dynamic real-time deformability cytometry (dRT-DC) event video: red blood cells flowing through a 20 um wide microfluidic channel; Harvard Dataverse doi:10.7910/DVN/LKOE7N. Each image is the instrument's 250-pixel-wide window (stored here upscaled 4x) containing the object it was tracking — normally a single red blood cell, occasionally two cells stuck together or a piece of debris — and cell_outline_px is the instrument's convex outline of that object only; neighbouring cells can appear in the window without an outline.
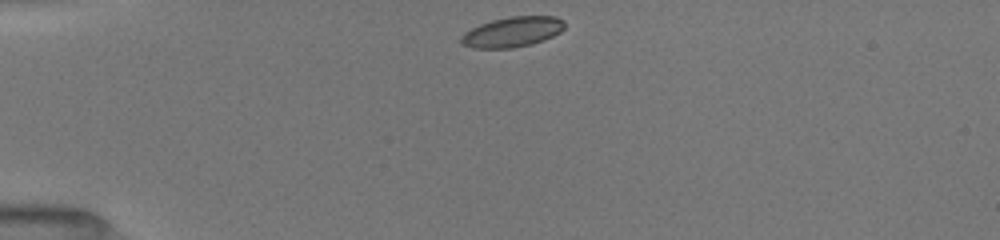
{"species": "common noctule bat (a hibernating species)", "species_latin": "Nyctalus noctula", "temperature_condition": "room temperature", "stored_images_in_passage": 40, "camera_frame_rate_fps": 3000, "um_per_image_px": 0.085, "animal": {"sex": "female", "body_mass_g": 19.5, "forearm_length_mm": 54.1}, "frame": {"image": 1, "passage_image": 1, "time_ms": 0.0, "image_size_px": [1000, 240], "cell_outline_px": [[564, 28], [560, 32], [544, 40], [532, 44], [512, 48], [472, 48], [460, 44], [460, 36], [464, 32], [480, 24], [492, 20], [508, 16], [556, 16], [564, 20]], "centroid_in_image_um": [43.53, 2.71], "position_along_channel_um": 41.5, "area_um2": 18.38}}
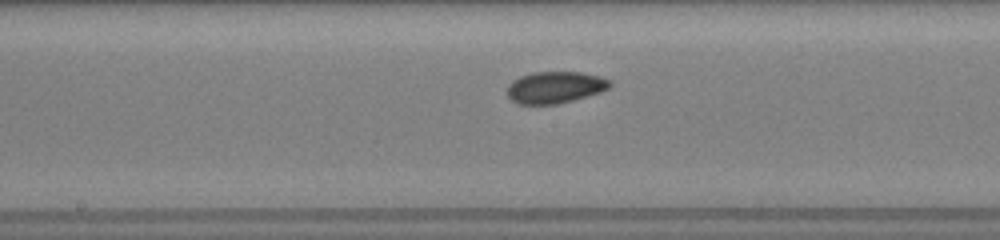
{"frame": {"image": 2, "passage_image": 16, "time_ms": 5.0, "image_size_px": [1000, 240], "cell_outline_px": [[612, 84], [608, 88], [600, 92], [572, 100], [556, 104], [516, 104], [508, 96], [508, 84], [512, 80], [520, 76], [536, 72], [580, 72], [600, 76], [612, 80]], "centroid_in_image_um": [47.18, 7.42], "position_along_channel_um": 201.0, "area_um2": 18.96}}
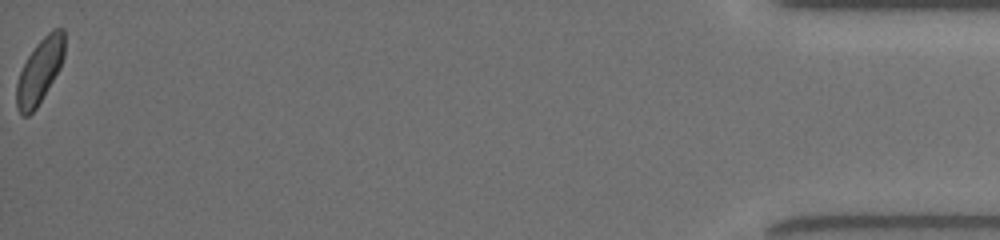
{"frame": {"image": 3, "passage_image": 40, "time_ms": 13.0, "image_size_px": [1000, 240], "cell_outline_px": [[64, 56], [60, 68], [36, 108], [28, 116], [24, 116], [16, 108], [16, 84], [20, 72], [28, 56], [36, 44], [52, 28], [64, 28]], "centroid_in_image_um": [3.37, 6.02], "position_along_channel_um": 431.8, "area_um2": 17.92}, "authors_computed_cell_mechanics": {"area_um2": 18.3226, "velocity_mm_per_s": 3.9906, "shape_relaxation_time_tau1_ms": 3.7732, "shape_relaxation_time_tau2_ms": 6.338, "deformation_change_tau1": 0.0912, "deformation_change_tau2": 0.091}}